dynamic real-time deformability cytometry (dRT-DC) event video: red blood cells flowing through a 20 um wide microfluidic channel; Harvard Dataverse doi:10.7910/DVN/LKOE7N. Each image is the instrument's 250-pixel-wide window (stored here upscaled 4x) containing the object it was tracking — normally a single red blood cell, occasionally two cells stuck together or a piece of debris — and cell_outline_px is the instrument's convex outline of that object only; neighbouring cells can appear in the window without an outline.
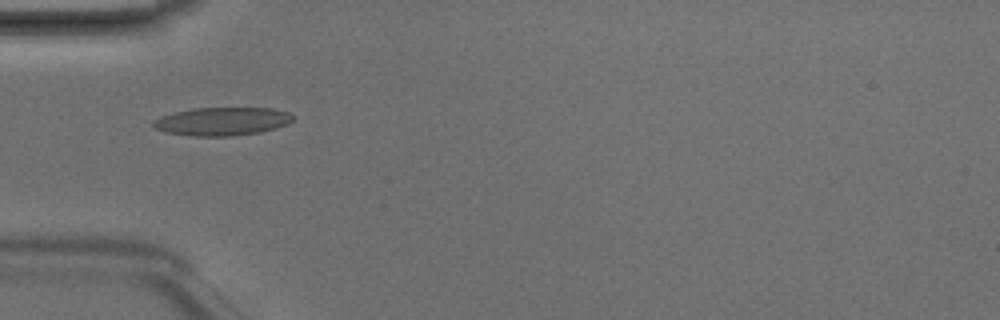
{"species": "Egyptian fruit bat (a non-hibernating species)", "species_latin": "Rousettus aegyptiacus", "temperature_condition": "room temperature", "stored_images_in_passage": 6, "camera_frame_rate_fps": 3000, "um_per_image_px": 0.085, "animal": {"sex": "male"}, "frame": {"image": 1, "passage_image": 5, "time_ms": 1.333, "image_size_px": [1000, 320], "cell_outline_px": [[292, 120], [288, 124], [276, 128], [260, 132], [232, 136], [196, 136], [164, 132], [152, 128], [152, 120], [160, 116], [176, 112], [196, 108], [272, 108], [288, 112], [292, 116]], "centroid_in_image_um": [18.85, 10.32], "position_along_channel_um": 66.2, "area_um2": 23.0}}